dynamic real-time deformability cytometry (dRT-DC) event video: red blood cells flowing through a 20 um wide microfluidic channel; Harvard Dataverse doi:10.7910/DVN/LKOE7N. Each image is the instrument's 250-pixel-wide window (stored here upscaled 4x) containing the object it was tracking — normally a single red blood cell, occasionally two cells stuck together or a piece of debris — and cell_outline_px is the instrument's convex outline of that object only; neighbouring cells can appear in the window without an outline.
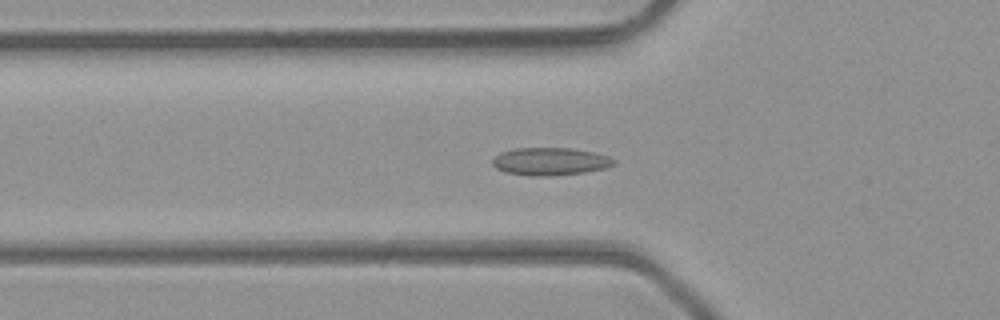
{"species": "common noctule bat (a hibernating species)", "species_latin": "Nyctalus noctula", "temperature_condition": "room temperature", "stored_images_in_passage": 47, "camera_frame_rate_fps": 3000, "um_per_image_px": 0.085, "animal": {"sex": "male", "body_mass_g": 23.1, "forearm_length_mm": 52.7}, "frame": {"image": 1, "passage_image": 16, "time_ms": 5.0, "image_size_px": [1000, 320], "cell_outline_px": [[616, 164], [604, 168], [584, 172], [548, 176], [528, 176], [504, 172], [496, 168], [492, 164], [492, 160], [500, 152], [516, 148], [572, 148], [596, 152], [608, 156], [616, 160]], "centroid_in_image_um": [46.76, 13.72], "position_along_channel_um": 79.0, "area_um2": 19.71}}
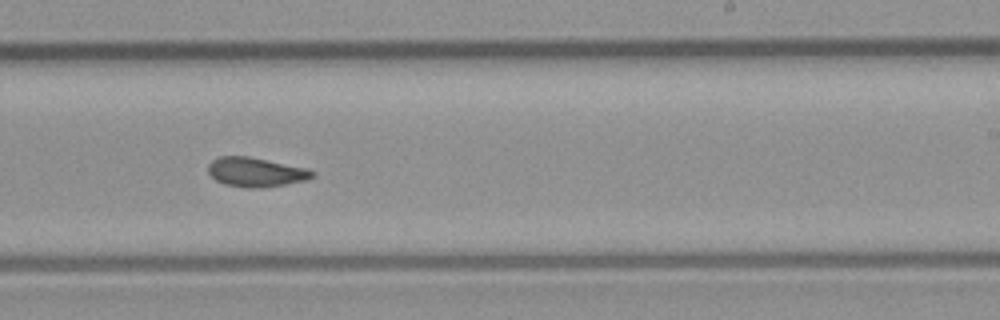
{"frame": {"image": 2, "passage_image": 29, "time_ms": 9.333, "image_size_px": [1000, 320], "cell_outline_px": [[316, 176], [308, 180], [260, 188], [244, 188], [224, 184], [216, 180], [208, 172], [208, 164], [212, 160], [220, 156], [248, 156], [308, 168], [316, 172]], "centroid_in_image_um": [21.77, 14.63], "position_along_channel_um": 267.2, "area_um2": 17.98}}
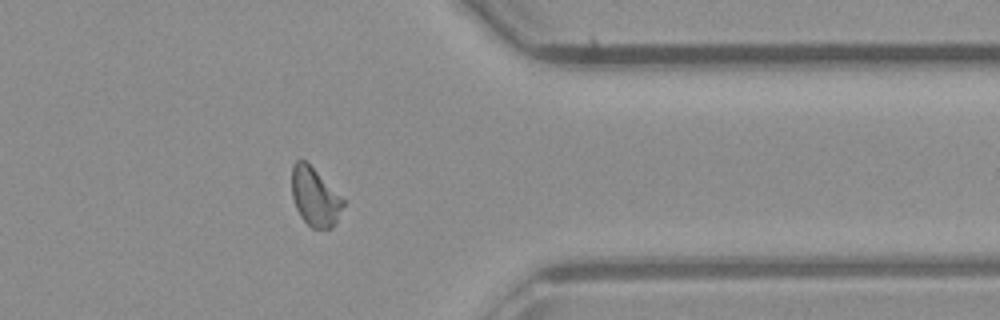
{"frame": {"image": 3, "passage_image": 38, "time_ms": 12.333, "image_size_px": [1000, 320], "cell_outline_px": [[344, 204], [332, 228], [312, 228], [300, 216], [296, 208], [292, 196], [292, 164], [296, 160], [304, 160], [344, 200]], "centroid_in_image_um": [26.73, 16.75], "position_along_channel_um": 384.7, "area_um2": 16.94}, "authors_computed_cell_mechanics": {"area_um2": 17.9758, "velocity_mm_per_s": 4.3202, "shape_relaxation_time_tau1_ms": null, "shape_relaxation_time_tau2_ms": 2.7668, "deformation_change_tau1": null, "deformation_change_tau2": 0.0715}}